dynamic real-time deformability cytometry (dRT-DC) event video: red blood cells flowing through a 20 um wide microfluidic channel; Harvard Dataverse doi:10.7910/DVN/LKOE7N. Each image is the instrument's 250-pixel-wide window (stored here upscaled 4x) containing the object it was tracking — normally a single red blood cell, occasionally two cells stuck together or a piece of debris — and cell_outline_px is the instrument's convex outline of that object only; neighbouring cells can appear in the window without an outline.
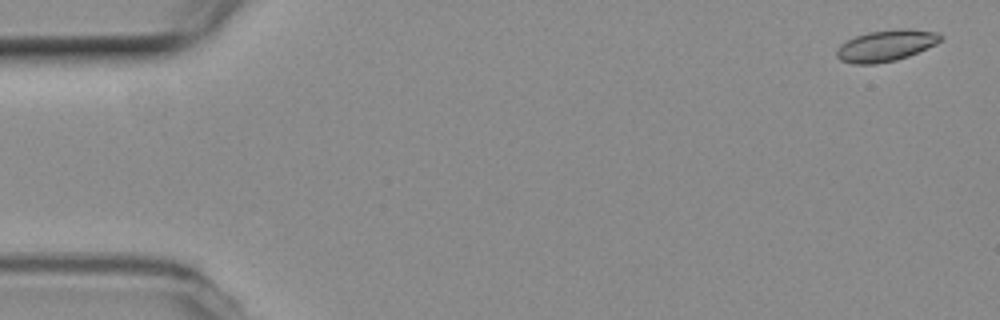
{"species": "common noctule bat (a hibernating species)", "species_latin": "Nyctalus noctula", "temperature_condition": "room temperature", "stored_images_in_passage": 4, "camera_frame_rate_fps": 3000, "um_per_image_px": 0.085, "animal": {"sex": "female", "body_mass_g": 19.3, "forearm_length_mm": 54.1}, "frame": {"image": 1, "passage_image": 1, "time_ms": 0.0, "image_size_px": [1000, 320], "cell_outline_px": [[944, 36], [936, 44], [908, 56], [896, 60], [876, 64], [852, 64], [840, 60], [836, 56], [836, 52], [840, 44], [856, 36], [868, 32], [896, 28], [908, 28], [936, 32]], "centroid_in_image_um": [75.3, 3.87], "position_along_channel_um": 9.7, "area_um2": 19.07}}